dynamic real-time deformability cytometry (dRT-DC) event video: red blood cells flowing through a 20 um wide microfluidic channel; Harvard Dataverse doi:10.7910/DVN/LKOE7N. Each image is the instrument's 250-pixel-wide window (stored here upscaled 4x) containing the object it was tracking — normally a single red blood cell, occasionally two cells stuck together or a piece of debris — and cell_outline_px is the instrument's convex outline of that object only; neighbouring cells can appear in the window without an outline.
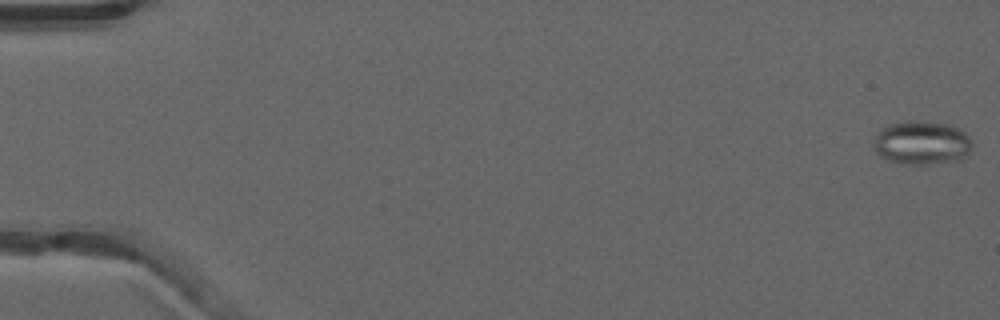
{"species": "common noctule bat (a hibernating species)", "species_latin": "Nyctalus noctula", "temperature_condition": "warm", "stored_images_in_passage": 53, "camera_frame_rate_fps": 3000, "um_per_image_px": 0.085, "animal": {"sex": "male", "forearm_length_mm": 52.5}, "frame": {"image": 1, "passage_image": 1, "time_ms": 0.0, "image_size_px": [1000, 320], "cell_outline_px": [[972, 144], [968, 156], [956, 160], [928, 164], [904, 164], [888, 160], [880, 156], [872, 148], [872, 140], [876, 132], [880, 128], [888, 124], [908, 120], [916, 120], [952, 124], [964, 132], [972, 140]], "centroid_in_image_um": [78.3, 12.11], "position_along_channel_um": 6.7, "area_um2": 25.66}}
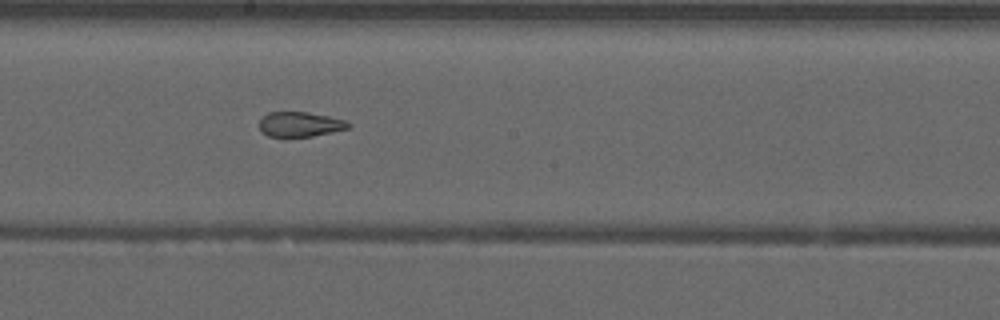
{"frame": {"image": 2, "passage_image": 30, "time_ms": 9.667, "image_size_px": [1000, 320], "cell_outline_px": [[352, 124], [348, 128], [332, 132], [312, 136], [284, 140], [268, 136], [260, 128], [260, 120], [268, 112], [304, 112], [328, 116], [348, 120]], "centroid_in_image_um": [25.5, 10.61], "position_along_channel_um": 222.7, "area_um2": 13.35}}
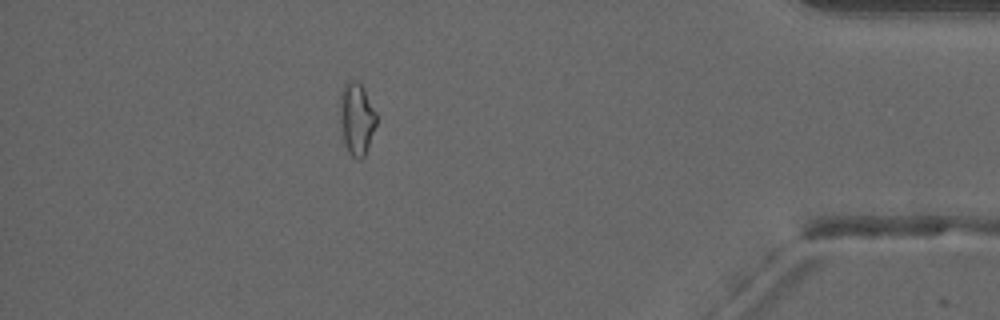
{"frame": {"image": 3, "passage_image": 47, "time_ms": 15.333, "image_size_px": [1000, 320], "cell_outline_px": [[376, 124], [364, 156], [360, 160], [356, 160], [348, 152], [344, 144], [340, 120], [340, 96], [344, 84], [348, 80], [356, 80], [360, 84], [376, 112]], "centroid_in_image_um": [30.29, 10.11], "position_along_channel_um": 404.9, "area_um2": 15.14}, "authors_computed_cell_mechanics": {"area_um2": 16.762, "velocity_mm_per_s": 3.9643, "shape_relaxation_time_tau1_ms": null, "shape_relaxation_time_tau2_ms": 2.1076, "deformation_change_tau1": null, "deformation_change_tau2": 0.1006}}